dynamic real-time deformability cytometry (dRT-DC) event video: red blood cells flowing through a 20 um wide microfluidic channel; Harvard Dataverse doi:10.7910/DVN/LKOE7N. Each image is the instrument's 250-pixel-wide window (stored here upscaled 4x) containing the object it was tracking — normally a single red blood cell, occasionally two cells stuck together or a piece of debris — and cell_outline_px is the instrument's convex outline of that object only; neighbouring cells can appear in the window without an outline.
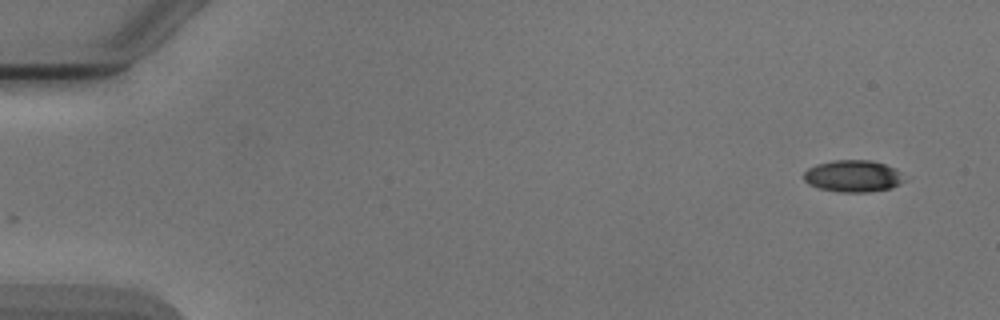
{"species": "Egyptian fruit bat (a non-hibernating species)", "species_latin": "Rousettus aegyptiacus", "temperature_condition": "cold", "stored_images_in_passage": 2, "camera_frame_rate_fps": 3000, "um_per_image_px": 0.085, "animal": {"sex": "male"}, "frame": {"image": 1, "passage_image": 2, "time_ms": 1.333, "image_size_px": [1000, 320], "cell_outline_px": [[904, 180], [892, 188], [868, 192], [840, 192], [820, 188], [808, 184], [804, 180], [804, 172], [808, 168], [816, 164], [832, 160], [872, 160], [896, 168]], "centroid_in_image_um": [72.48, 14.96], "position_along_channel_um": 12.5, "area_um2": 18.61}}